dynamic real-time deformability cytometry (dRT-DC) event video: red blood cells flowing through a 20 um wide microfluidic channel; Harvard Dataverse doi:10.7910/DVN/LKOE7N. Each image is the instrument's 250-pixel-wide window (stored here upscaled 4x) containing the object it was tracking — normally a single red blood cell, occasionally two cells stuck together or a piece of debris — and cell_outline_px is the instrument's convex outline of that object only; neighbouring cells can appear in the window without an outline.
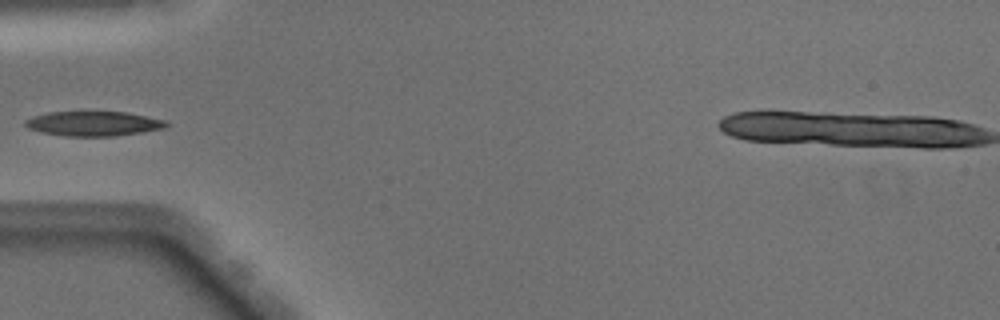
{"species": "Egyptian fruit bat (a non-hibernating species)", "species_latin": "Rousettus aegyptiacus", "temperature_condition": "warm", "stored_images_in_passage": 35, "camera_frame_rate_fps": 3000, "um_per_image_px": 0.085, "animal": {"sex": "male"}, "frame": {"image": 1, "passage_image": 1, "time_ms": 0.0, "image_size_px": [1000, 320], "cell_outline_px": [[172, 124], [168, 128], [116, 136], [64, 136], [40, 132], [28, 128], [24, 124], [24, 120], [32, 116], [48, 112], [128, 112], [168, 120]], "centroid_in_image_um": [8.02, 10.51], "position_along_channel_um": 77.0, "area_um2": 20.69}}
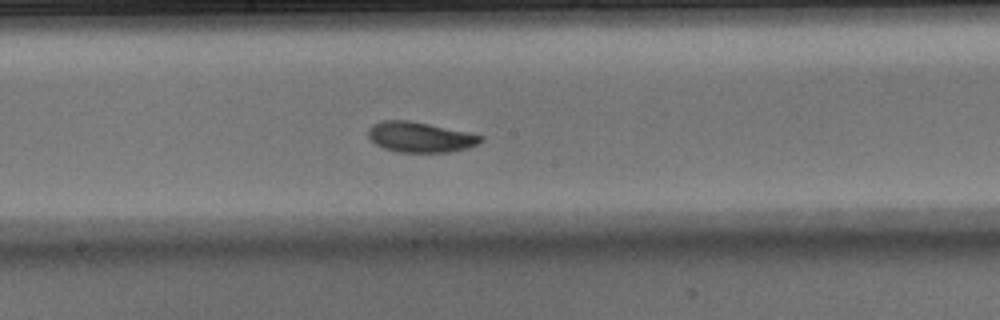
{"frame": {"image": 2, "passage_image": 11, "time_ms": 3.333, "image_size_px": [1000, 320], "cell_outline_px": [[484, 140], [468, 148], [448, 152], [396, 152], [384, 148], [376, 144], [368, 136], [368, 128], [372, 124], [384, 120], [408, 120], [428, 124], [484, 136]], "centroid_in_image_um": [35.69, 11.66], "position_along_channel_um": 212.5, "area_um2": 19.71}}
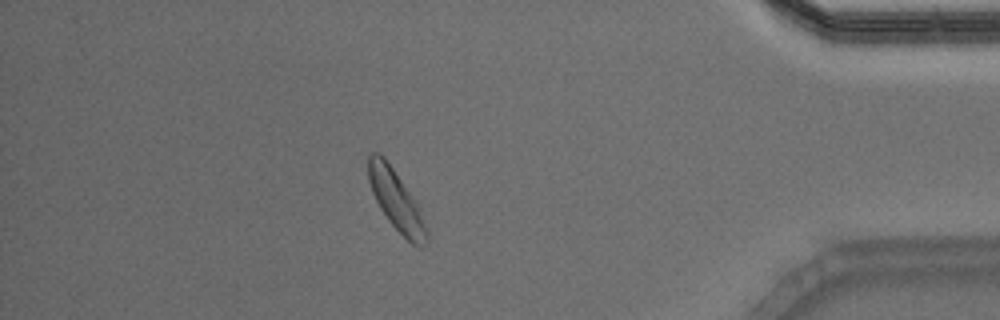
{"frame": {"image": 3, "passage_image": 28, "time_ms": 9.0, "image_size_px": [1000, 320], "cell_outline_px": [[428, 240], [420, 248], [412, 244], [388, 220], [380, 208], [372, 192], [368, 180], [368, 156], [372, 152], [380, 152], [384, 156], [412, 196], [428, 228]], "centroid_in_image_um": [33.66, 17.03], "position_along_channel_um": 401.5, "area_um2": 20.06}}